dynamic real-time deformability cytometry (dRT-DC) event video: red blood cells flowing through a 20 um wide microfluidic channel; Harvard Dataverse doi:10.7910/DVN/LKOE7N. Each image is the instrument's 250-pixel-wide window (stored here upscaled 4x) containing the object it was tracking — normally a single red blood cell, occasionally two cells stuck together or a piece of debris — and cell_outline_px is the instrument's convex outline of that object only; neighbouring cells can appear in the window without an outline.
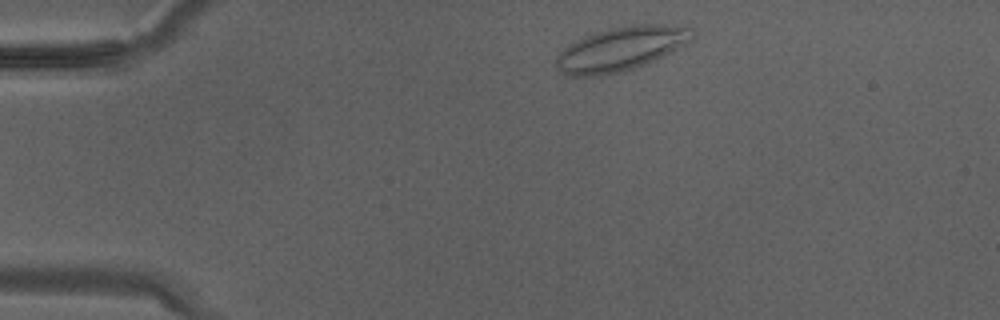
{"species": "Egyptian fruit bat (a non-hibernating species)", "species_latin": "Rousettus aegyptiacus", "temperature_condition": "warm", "stored_images_in_passage": 29, "camera_frame_rate_fps": 3000, "um_per_image_px": 0.085, "animal": {"sex": "male"}, "frame": {"image": 1, "passage_image": 1, "time_ms": 0.0, "image_size_px": [1000, 320], "cell_outline_px": [[692, 40], [644, 64], [632, 68], [604, 76], [568, 76], [560, 72], [556, 64], [556, 56], [572, 40], [596, 32], [632, 24], [664, 24], [692, 28]], "centroid_in_image_um": [52.69, 4.15], "position_along_channel_um": 32.3, "area_um2": 34.45}}
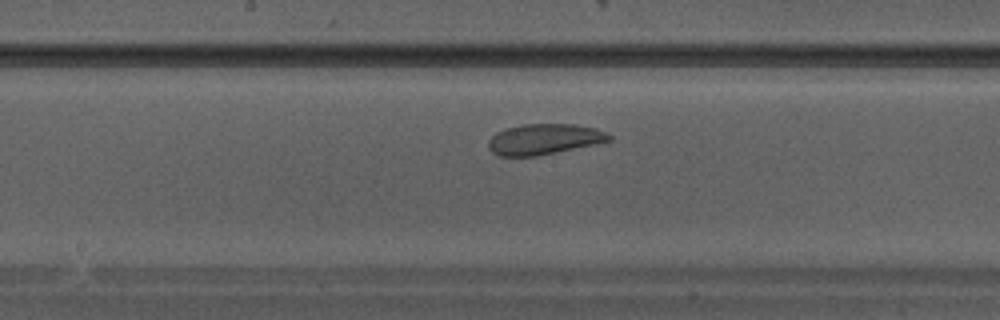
{"frame": {"image": 2, "passage_image": 13, "time_ms": 4.0, "image_size_px": [1000, 320], "cell_outline_px": [[612, 140], [556, 152], [536, 156], [500, 156], [492, 152], [488, 148], [488, 140], [496, 132], [504, 128], [520, 124], [576, 124], [596, 128], [608, 132], [612, 136]], "centroid_in_image_um": [46.23, 11.82], "position_along_channel_um": 202.0, "area_um2": 21.68}}
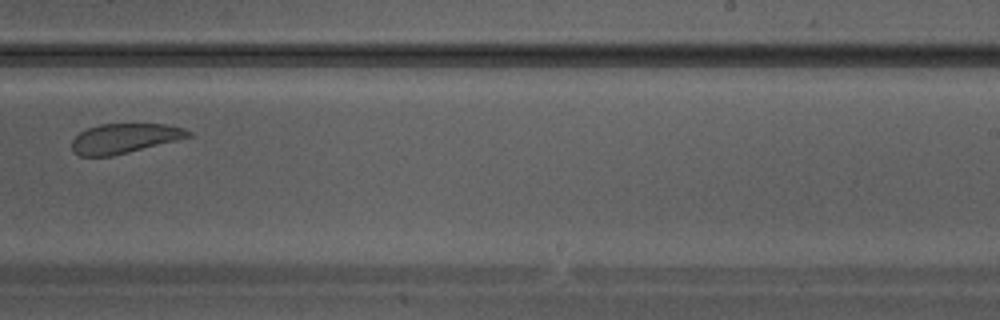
{"frame": {"image": 3, "passage_image": 17, "time_ms": 5.333, "image_size_px": [1000, 320], "cell_outline_px": [[192, 136], [180, 140], [112, 156], [80, 156], [72, 152], [72, 140], [80, 132], [88, 128], [100, 124], [164, 124], [184, 128], [192, 132]], "centroid_in_image_um": [10.6, 11.77], "position_along_channel_um": 278.4, "area_um2": 20.29}}